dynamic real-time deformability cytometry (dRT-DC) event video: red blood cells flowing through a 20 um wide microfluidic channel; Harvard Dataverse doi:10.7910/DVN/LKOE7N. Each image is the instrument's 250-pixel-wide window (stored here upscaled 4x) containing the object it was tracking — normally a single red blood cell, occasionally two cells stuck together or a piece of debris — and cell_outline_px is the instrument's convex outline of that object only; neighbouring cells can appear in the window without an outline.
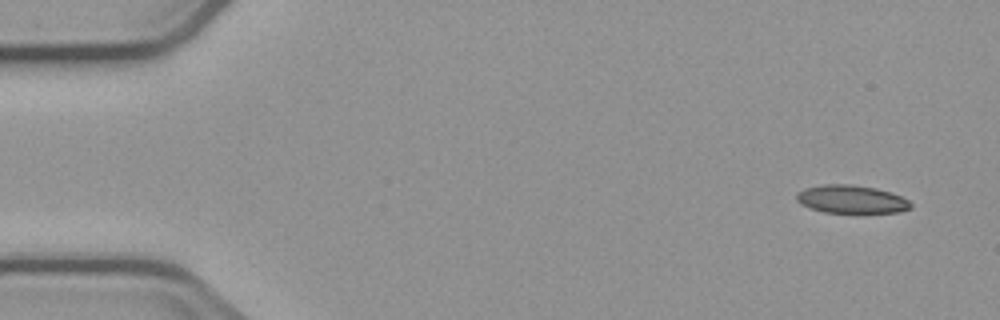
{"species": "common noctule bat (a hibernating species)", "species_latin": "Nyctalus noctula", "temperature_condition": "cold", "stored_images_in_passage": 5, "camera_frame_rate_fps": 3000, "um_per_image_px": 0.085, "animal": {"sex": "male", "body_mass_g": 23.1, "forearm_length_mm": 52.7}, "frame": {"image": 1, "passage_image": 1, "time_ms": 0.0, "image_size_px": [1000, 320], "cell_outline_px": [[912, 208], [900, 212], [824, 212], [800, 204], [796, 200], [796, 192], [804, 188], [824, 184], [852, 184], [876, 188], [892, 192], [908, 200], [912, 204]], "centroid_in_image_um": [72.36, 16.92], "position_along_channel_um": 12.6, "area_um2": 18.73}}
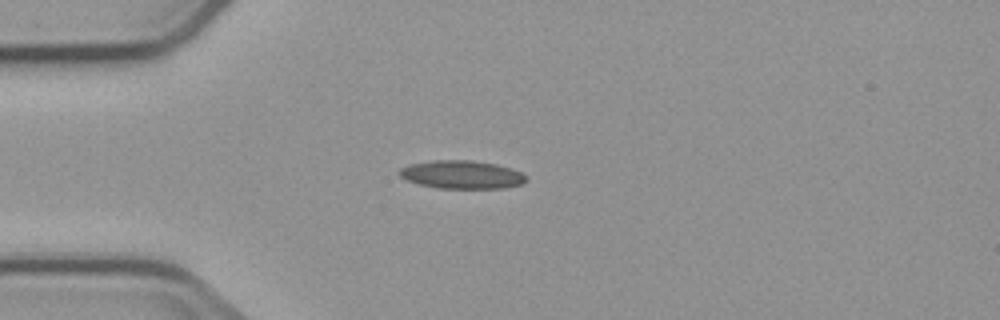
{"frame": {"image": 2, "passage_image": 4, "time_ms": 3.667, "image_size_px": [1000, 320], "cell_outline_px": [[528, 180], [524, 184], [504, 188], [436, 188], [420, 184], [408, 180], [400, 176], [396, 172], [400, 168], [408, 164], [432, 160], [472, 160], [496, 164], [520, 172], [528, 176]], "centroid_in_image_um": [39.25, 14.84], "position_along_channel_um": 45.7, "area_um2": 20.98}}